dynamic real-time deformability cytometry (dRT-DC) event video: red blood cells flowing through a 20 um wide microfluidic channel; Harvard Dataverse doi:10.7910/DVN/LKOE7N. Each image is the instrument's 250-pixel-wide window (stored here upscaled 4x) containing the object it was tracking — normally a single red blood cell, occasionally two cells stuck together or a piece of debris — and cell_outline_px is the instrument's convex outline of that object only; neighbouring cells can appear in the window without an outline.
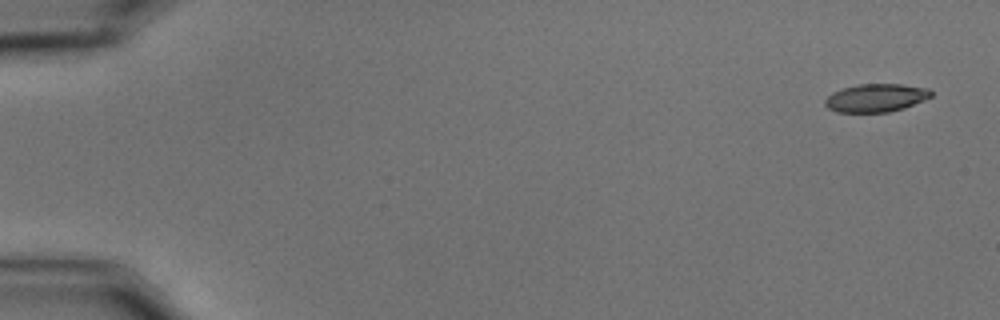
{"species": "common noctule bat (a hibernating species)", "species_latin": "Nyctalus noctula", "temperature_condition": "cold", "stored_images_in_passage": 57, "camera_frame_rate_fps": 3000, "um_per_image_px": 0.085, "animal": {"sex": "male", "body_mass_g": 15.6}, "frame": {"image": 1, "passage_image": 1, "time_ms": 0.0, "image_size_px": [1000, 320], "cell_outline_px": [[932, 96], [924, 100], [904, 108], [888, 112], [836, 112], [828, 108], [824, 104], [824, 100], [832, 92], [840, 88], [856, 84], [904, 84], [928, 88], [932, 92]], "centroid_in_image_um": [74.43, 8.31], "position_along_channel_um": 10.6, "area_um2": 17.57}}
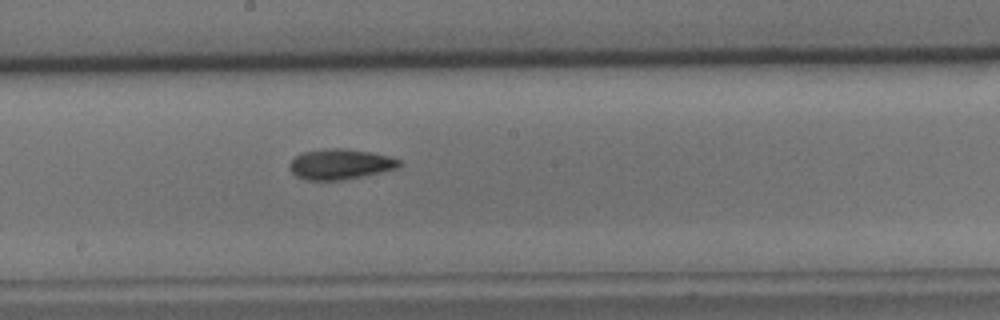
{"frame": {"image": 2, "passage_image": 31, "time_ms": 10.0, "image_size_px": [1000, 320], "cell_outline_px": [[400, 164], [396, 168], [380, 172], [344, 180], [308, 180], [296, 176], [292, 172], [288, 164], [296, 156], [304, 152], [324, 148], [344, 148], [368, 152], [388, 156], [400, 160]], "centroid_in_image_um": [28.88, 13.95], "position_along_channel_um": 219.3, "area_um2": 19.19}}
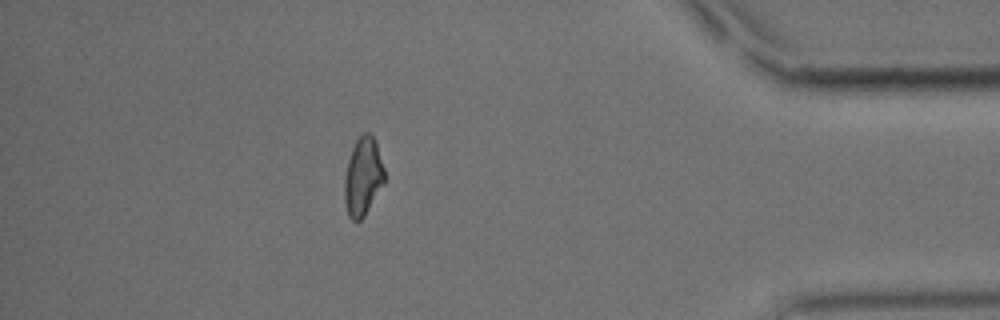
{"frame": {"image": 3, "passage_image": 50, "time_ms": 16.333, "image_size_px": [1000, 320], "cell_outline_px": [[384, 184], [364, 216], [360, 220], [352, 220], [348, 216], [344, 200], [344, 180], [348, 160], [352, 148], [356, 140], [364, 132], [368, 132], [376, 140], [384, 168]], "centroid_in_image_um": [30.85, 15.01], "position_along_channel_um": 404.3, "area_um2": 18.26}, "authors_computed_cell_mechanics": {"area_um2": 18.6116, "velocity_mm_per_s": 3.5107, "shape_relaxation_time_tau1_ms": 7.8053, "shape_relaxation_time_tau2_ms": 5.2095, "deformation_change_tau1": 0.1867, "deformation_change_tau2": 0.1256}}